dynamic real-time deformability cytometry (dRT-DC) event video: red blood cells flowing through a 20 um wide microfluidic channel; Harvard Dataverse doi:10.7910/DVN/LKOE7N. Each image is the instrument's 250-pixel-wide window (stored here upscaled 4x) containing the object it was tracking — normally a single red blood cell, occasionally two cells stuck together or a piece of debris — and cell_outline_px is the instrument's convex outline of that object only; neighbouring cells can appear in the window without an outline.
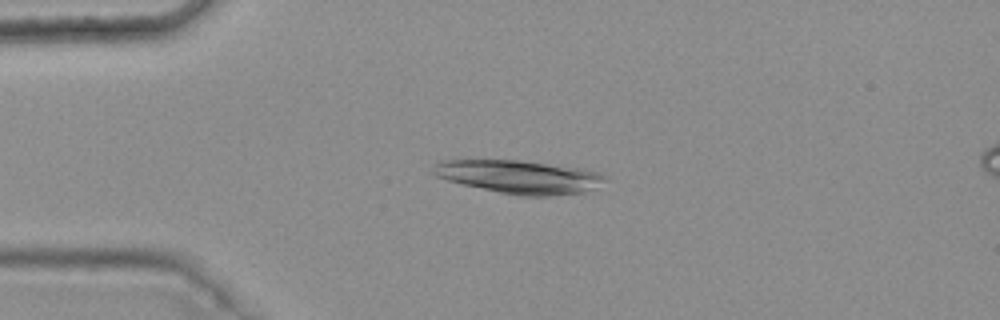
{"species": "common noctule bat (a hibernating species)", "species_latin": "Nyctalus noctula", "temperature_condition": "warm", "stored_images_in_passage": 7, "camera_frame_rate_fps": 3000, "um_per_image_px": 0.085, "animal": {"sex": "female", "body_mass_g": 25.1}, "frame": {"image": 1, "passage_image": 3, "time_ms": 0.667, "image_size_px": [1000, 320], "cell_outline_px": [[604, 180], [584, 192], [552, 196], [520, 196], [460, 184], [436, 176], [432, 172], [436, 164], [440, 160], [520, 160], [580, 168], [600, 172], [604, 176]], "centroid_in_image_um": [44.09, 15.03], "position_along_channel_um": 40.9, "area_um2": 32.95}}
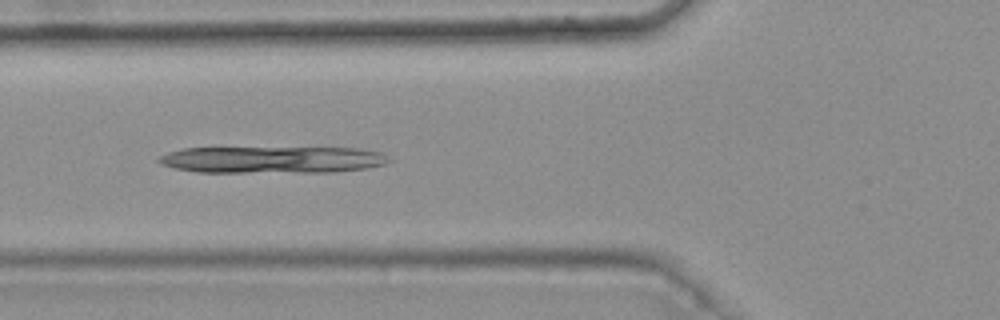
{"frame": {"image": 2, "passage_image": 5, "time_ms": 1.333, "image_size_px": [1000, 320], "cell_outline_px": [[392, 160], [384, 164], [368, 168], [336, 172], [196, 172], [176, 168], [160, 164], [156, 160], [160, 156], [168, 152], [184, 148], [356, 148], [380, 152]], "centroid_in_image_um": [23.15, 13.58], "position_along_channel_um": 102.6, "area_um2": 36.01}}
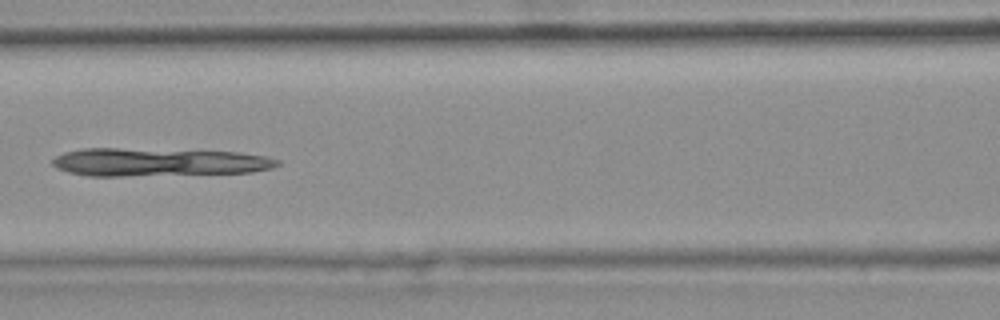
{"frame": {"image": 3, "passage_image": 6, "time_ms": 1.667, "image_size_px": [1000, 320], "cell_outline_px": [[280, 164], [272, 168], [252, 172], [124, 176], [88, 176], [68, 172], [56, 168], [52, 164], [52, 160], [56, 156], [64, 152], [84, 148], [116, 148], [240, 152], [264, 156], [280, 160]], "centroid_in_image_um": [13.44, 13.78], "position_along_channel_um": 153.2, "area_um2": 36.82}}